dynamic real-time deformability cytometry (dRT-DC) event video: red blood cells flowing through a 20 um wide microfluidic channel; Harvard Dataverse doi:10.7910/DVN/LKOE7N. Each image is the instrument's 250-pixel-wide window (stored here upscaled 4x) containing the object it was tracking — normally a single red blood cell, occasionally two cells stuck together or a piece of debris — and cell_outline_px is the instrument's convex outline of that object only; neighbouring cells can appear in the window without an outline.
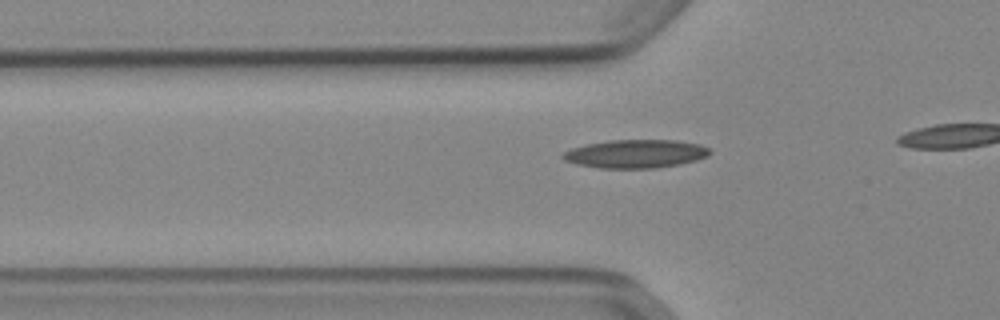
{"species": "Egyptian fruit bat (a non-hibernating species)", "species_latin": "Rousettus aegyptiacus", "temperature_condition": "cold", "stored_images_in_passage": 10, "camera_frame_rate_fps": 3000, "um_per_image_px": 0.085, "animal": {"sex": "female"}, "frame": {"image": 1, "passage_image": 4, "time_ms": 1.0, "image_size_px": [1000, 320], "cell_outline_px": [[712, 152], [708, 156], [696, 160], [680, 164], [656, 168], [600, 168], [576, 164], [564, 160], [560, 156], [564, 152], [572, 148], [584, 144], [608, 140], [676, 140], [700, 144], [708, 148]], "centroid_in_image_um": [54.02, 13.07], "position_along_channel_um": 71.8, "area_um2": 24.45}}
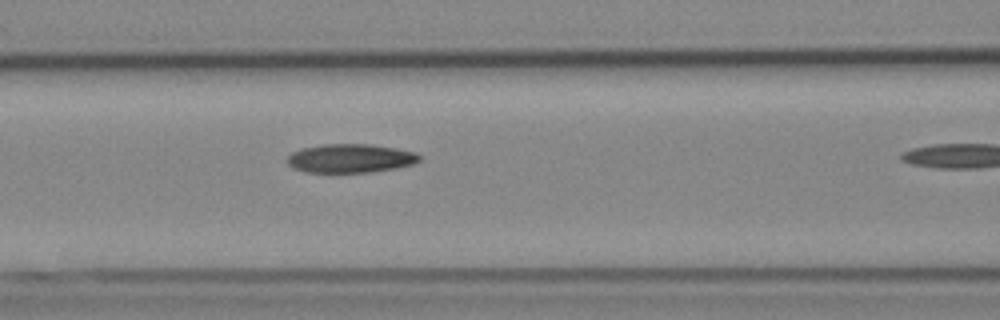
{"frame": {"image": 2, "passage_image": 9, "time_ms": 2.667, "image_size_px": [1000, 320], "cell_outline_px": [[420, 160], [412, 164], [396, 168], [368, 172], [304, 172], [292, 168], [284, 160], [292, 152], [300, 148], [324, 144], [368, 144], [396, 148], [416, 152], [420, 156]], "centroid_in_image_um": [29.73, 13.45], "position_along_channel_um": 136.9, "area_um2": 22.25}}